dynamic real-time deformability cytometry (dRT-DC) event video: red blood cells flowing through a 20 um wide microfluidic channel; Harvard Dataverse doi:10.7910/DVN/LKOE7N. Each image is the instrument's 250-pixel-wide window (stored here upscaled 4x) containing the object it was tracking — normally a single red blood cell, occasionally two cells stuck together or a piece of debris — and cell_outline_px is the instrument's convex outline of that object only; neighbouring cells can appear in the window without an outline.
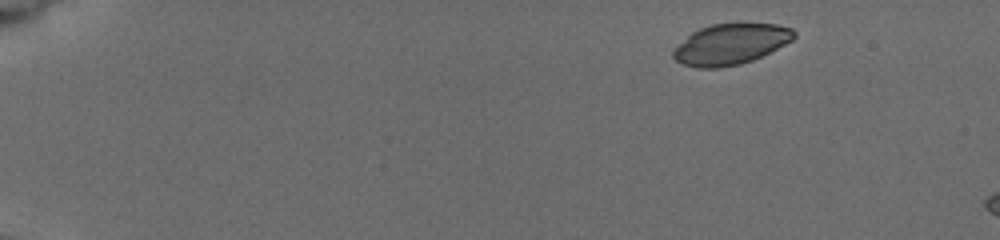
{"species": "common noctule bat (a hibernating species)", "species_latin": "Nyctalus noctula", "temperature_condition": "cold", "stored_images_in_passage": 4, "camera_frame_rate_fps": 3000, "um_per_image_px": 0.085, "animal": {"sex": "female", "body_mass_g": 19.5, "forearm_length_mm": 54.1}, "frame": {"image": 1, "passage_image": 1, "time_ms": 0.0, "image_size_px": [1000, 240], "cell_outline_px": [[796, 36], [792, 40], [752, 60], [740, 64], [720, 68], [696, 68], [684, 64], [676, 60], [672, 56], [672, 52], [692, 32], [700, 28], [712, 24], [740, 20], [776, 24], [792, 28], [796, 32]], "centroid_in_image_um": [62.14, 3.7], "position_along_channel_um": 22.9, "area_um2": 29.13}}